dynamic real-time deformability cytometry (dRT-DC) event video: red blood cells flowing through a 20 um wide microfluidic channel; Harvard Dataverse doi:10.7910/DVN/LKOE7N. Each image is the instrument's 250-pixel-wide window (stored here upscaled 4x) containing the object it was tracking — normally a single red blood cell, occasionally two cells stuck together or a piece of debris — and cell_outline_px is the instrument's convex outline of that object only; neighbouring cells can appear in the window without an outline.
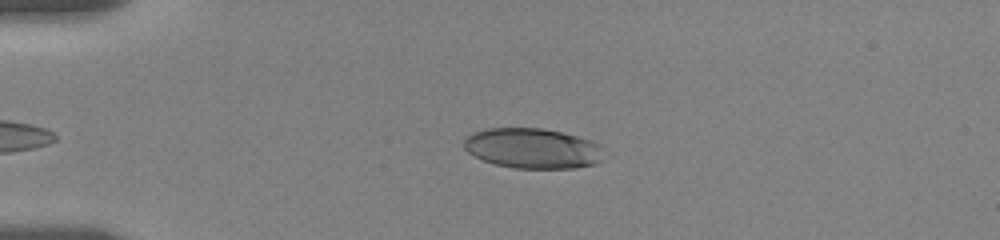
{"species": "human", "species_latin": "Homo sapiens", "temperature_condition": "room temperature", "stored_images_in_passage": 47, "camera_frame_rate_fps": 3000, "um_per_image_px": 0.085, "donor": {"sex": "female"}, "frame": {"image": 1, "passage_image": 3, "time_ms": 0.667, "image_size_px": [1000, 240], "cell_outline_px": [[604, 160], [596, 164], [576, 168], [512, 168], [496, 164], [472, 156], [464, 148], [464, 140], [472, 132], [488, 128], [540, 128], [560, 132], [592, 140], [600, 144]], "centroid_in_image_um": [45.29, 12.61], "position_along_channel_um": 39.7, "area_um2": 32.95}}
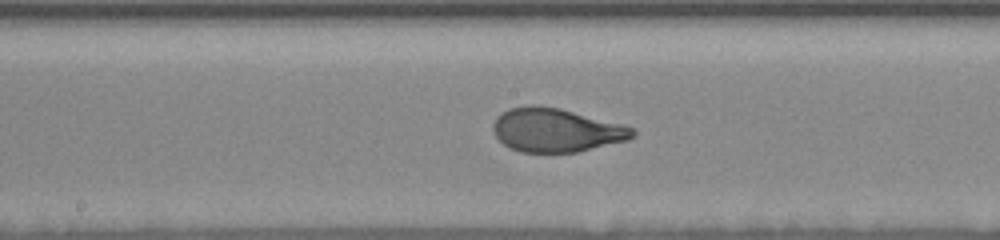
{"frame": {"image": 2, "passage_image": 20, "time_ms": 6.333, "image_size_px": [1000, 240], "cell_outline_px": [[636, 136], [628, 140], [576, 152], [520, 152], [508, 148], [492, 132], [492, 124], [496, 116], [500, 112], [508, 108], [528, 104], [536, 104], [560, 108], [624, 124], [632, 128], [636, 132]], "centroid_in_image_um": [47.24, 11.04], "position_along_channel_um": 201.0, "area_um2": 36.01}}
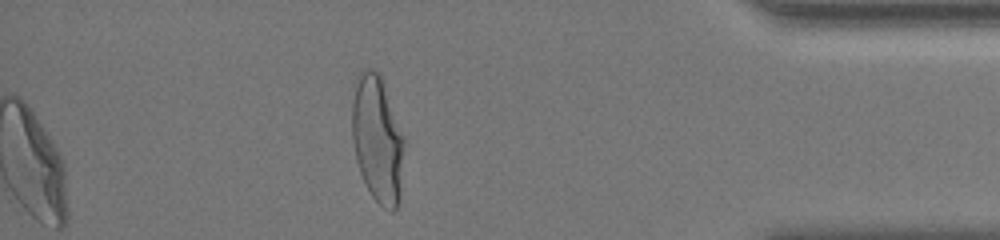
{"frame": {"image": 3, "passage_image": 40, "time_ms": 13.0, "image_size_px": [1000, 240], "cell_outline_px": [[404, 140], [400, 200], [396, 208], [392, 212], [384, 208], [372, 196], [360, 172], [356, 160], [352, 140], [352, 104], [356, 76], [360, 72], [368, 68], [372, 68], [380, 72], [404, 136]], "centroid_in_image_um": [32.08, 11.8], "position_along_channel_um": 403.1, "area_um2": 38.78}, "authors_computed_cell_mechanics": {"area_um2": 35.836, "velocity_mm_per_s": 3.5202, "shape_relaxation_time_tau1_ms": 4.3604, "shape_relaxation_time_tau2_ms": null, "deformation_change_tau1": 0.1932, "deformation_change_tau2": null}}